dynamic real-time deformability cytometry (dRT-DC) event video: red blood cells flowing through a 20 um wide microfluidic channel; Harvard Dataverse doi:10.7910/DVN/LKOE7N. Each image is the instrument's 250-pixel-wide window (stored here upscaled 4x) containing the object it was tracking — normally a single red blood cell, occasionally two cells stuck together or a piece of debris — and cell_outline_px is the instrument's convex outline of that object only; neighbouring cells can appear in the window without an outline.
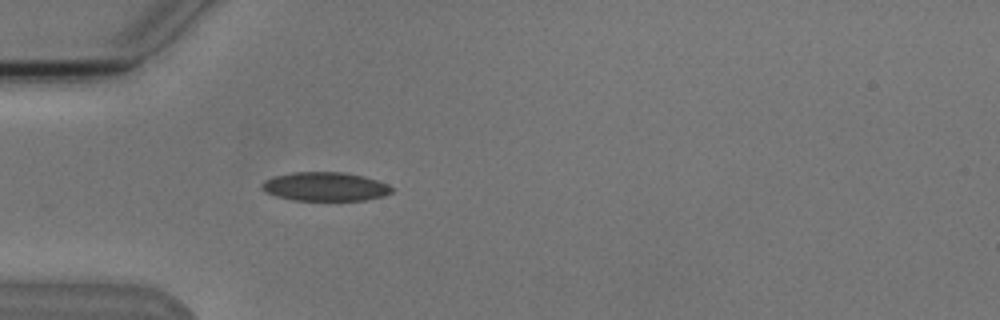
{"species": "Egyptian fruit bat (a non-hibernating species)", "species_latin": "Rousettus aegyptiacus", "temperature_condition": "cold", "stored_images_in_passage": 4, "camera_frame_rate_fps": 3000, "um_per_image_px": 0.085, "animal": {"sex": "male"}, "frame": {"image": 1, "passage_image": 4, "time_ms": 3.333, "image_size_px": [1000, 320], "cell_outline_px": [[392, 192], [384, 196], [364, 200], [292, 200], [276, 196], [264, 192], [260, 188], [260, 184], [264, 180], [276, 176], [292, 172], [344, 172], [376, 180], [388, 184], [392, 188]], "centroid_in_image_um": [27.59, 15.86], "position_along_channel_um": 57.4, "area_um2": 21.79}}